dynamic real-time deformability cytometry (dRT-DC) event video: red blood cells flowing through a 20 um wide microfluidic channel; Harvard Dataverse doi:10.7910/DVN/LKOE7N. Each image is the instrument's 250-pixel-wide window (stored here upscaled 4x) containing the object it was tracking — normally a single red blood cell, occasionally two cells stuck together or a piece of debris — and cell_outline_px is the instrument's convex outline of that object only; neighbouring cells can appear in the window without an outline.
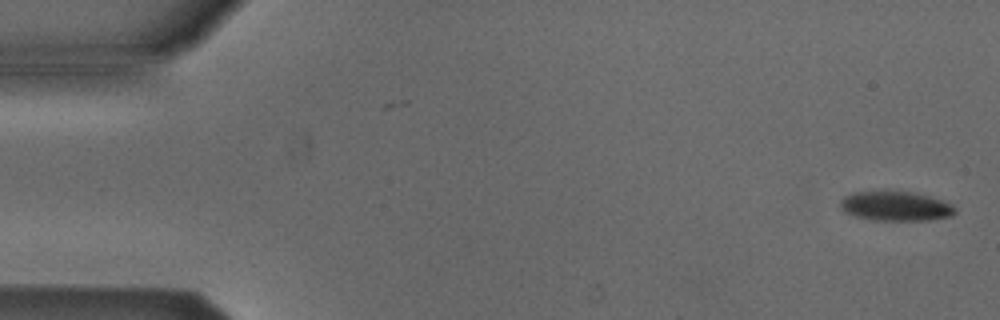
{"species": "Egyptian fruit bat (a non-hibernating species)", "species_latin": "Rousettus aegyptiacus", "temperature_condition": "cold", "stored_images_in_passage": 4, "camera_frame_rate_fps": 3000, "um_per_image_px": 0.085, "animal": {"sex": "male"}, "frame": {"image": 1, "passage_image": 1, "time_ms": 0.0, "image_size_px": [1000, 320], "cell_outline_px": [[956, 212], [952, 216], [928, 220], [876, 220], [856, 216], [844, 212], [840, 208], [840, 200], [844, 196], [852, 192], [884, 188], [912, 192], [928, 196], [952, 204], [956, 208]], "centroid_in_image_um": [76.08, 17.47], "position_along_channel_um": 8.9, "area_um2": 20.4}}
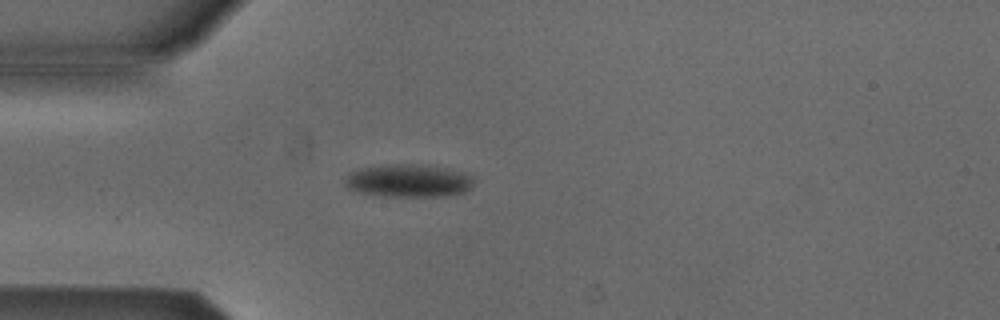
{"frame": {"image": 2, "passage_image": 4, "time_ms": 1.0, "image_size_px": [1000, 320], "cell_outline_px": [[472, 184], [464, 192], [444, 196], [380, 196], [360, 192], [344, 188], [344, 180], [348, 172], [360, 168], [396, 164], [412, 164], [444, 168], [468, 172], [472, 176]], "centroid_in_image_um": [34.67, 15.36], "position_along_channel_um": 50.3, "area_um2": 24.68}}